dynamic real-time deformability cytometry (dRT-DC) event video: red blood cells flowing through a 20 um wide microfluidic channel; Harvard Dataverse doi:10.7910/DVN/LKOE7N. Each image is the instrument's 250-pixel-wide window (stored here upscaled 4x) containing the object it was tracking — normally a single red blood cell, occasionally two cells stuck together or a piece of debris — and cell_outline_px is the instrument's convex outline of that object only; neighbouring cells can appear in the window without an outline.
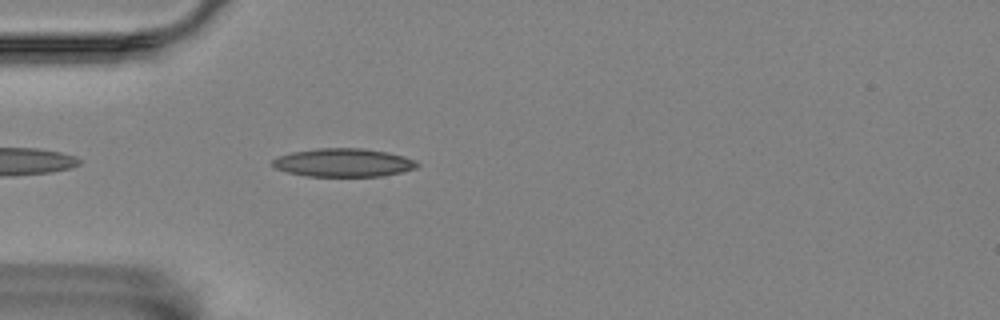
{"species": "Egyptian fruit bat (a non-hibernating species)", "species_latin": "Rousettus aegyptiacus", "temperature_condition": "room temperature", "stored_images_in_passage": 27, "camera_frame_rate_fps": 3000, "um_per_image_px": 0.085, "animal": {"sex": "female"}, "frame": {"image": 1, "passage_image": 3, "time_ms": 0.667, "image_size_px": [1000, 320], "cell_outline_px": [[420, 164], [416, 168], [400, 172], [380, 176], [308, 176], [288, 172], [276, 168], [272, 164], [272, 160], [280, 156], [292, 152], [316, 148], [364, 148], [388, 152], [404, 156], [416, 160]], "centroid_in_image_um": [29.22, 13.81], "position_along_channel_um": 55.8, "area_um2": 23.81}}
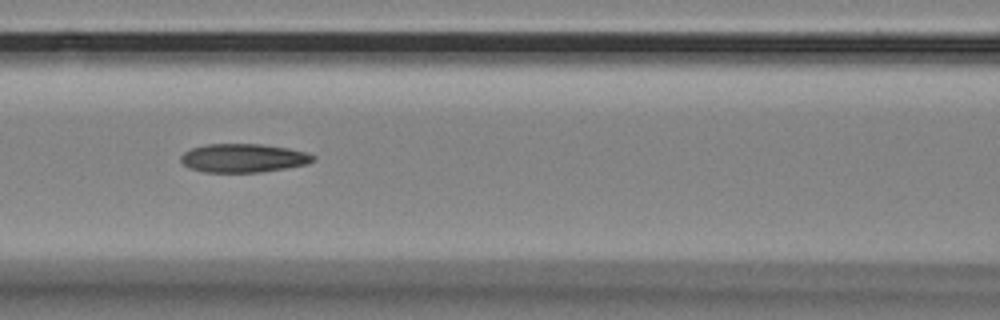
{"frame": {"image": 2, "passage_image": 11, "time_ms": 3.333, "image_size_px": [1000, 320], "cell_outline_px": [[316, 160], [308, 164], [260, 172], [204, 172], [188, 168], [180, 160], [180, 156], [184, 152], [192, 148], [208, 144], [260, 144], [288, 148], [304, 152], [316, 156]], "centroid_in_image_um": [20.68, 13.44], "position_along_channel_um": 145.9, "area_um2": 22.02}}
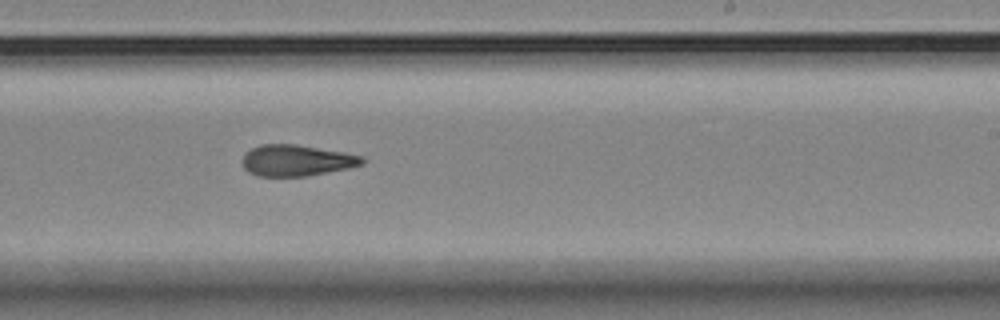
{"frame": {"image": 3, "passage_image": 21, "time_ms": 6.667, "image_size_px": [1000, 320], "cell_outline_px": [[364, 164], [348, 168], [308, 176], [256, 176], [248, 172], [244, 168], [240, 160], [252, 148], [260, 144], [296, 144], [344, 152], [364, 156]], "centroid_in_image_um": [25.2, 13.64], "position_along_channel_um": 263.8, "area_um2": 21.91}}